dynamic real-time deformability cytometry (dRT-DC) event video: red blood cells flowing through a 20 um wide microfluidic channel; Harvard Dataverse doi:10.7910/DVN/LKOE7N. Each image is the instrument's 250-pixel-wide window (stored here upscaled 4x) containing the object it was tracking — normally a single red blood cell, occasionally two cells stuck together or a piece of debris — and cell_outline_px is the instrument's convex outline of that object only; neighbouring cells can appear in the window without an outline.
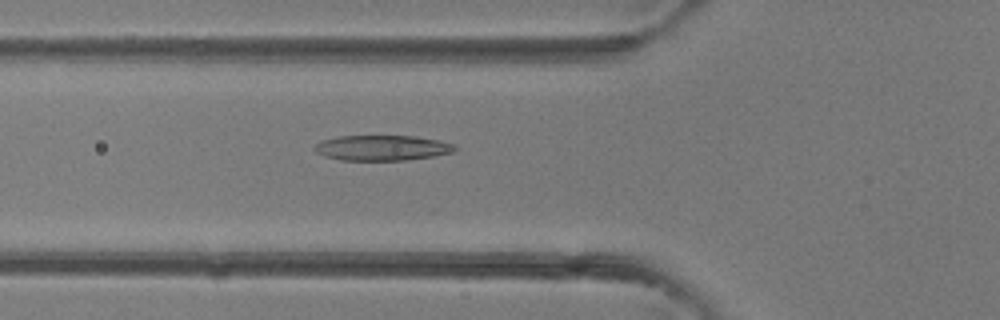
{"species": "common noctule bat (a hibernating species)", "species_latin": "Nyctalus noctula", "temperature_condition": "room temperature", "stored_images_in_passage": 34, "camera_frame_rate_fps": 3000, "um_per_image_px": 0.085, "animal": {"sex": "female"}, "frame": {"image": 1, "passage_image": 8, "time_ms": 2.333, "image_size_px": [1000, 320], "cell_outline_px": [[456, 148], [452, 152], [436, 156], [408, 160], [340, 160], [324, 156], [316, 152], [312, 148], [320, 140], [336, 136], [412, 136], [436, 140], [452, 144]], "centroid_in_image_um": [32.41, 12.57], "position_along_channel_um": 93.4, "area_um2": 20.69}}
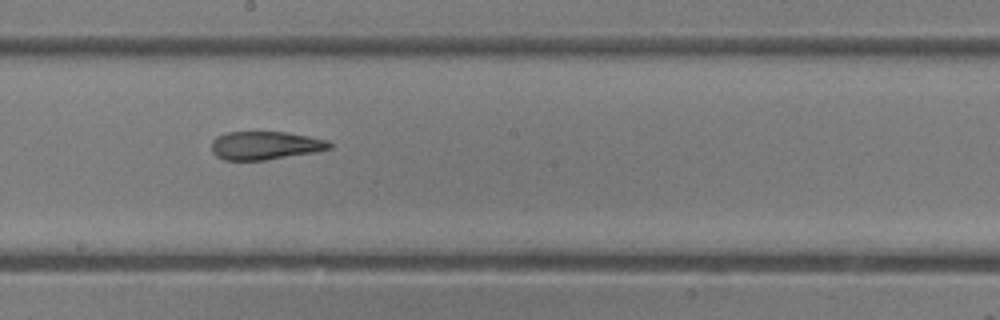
{"frame": {"image": 2, "passage_image": 16, "time_ms": 5.0, "image_size_px": [1000, 320], "cell_outline_px": [[332, 148], [316, 152], [264, 160], [224, 160], [216, 156], [212, 152], [212, 140], [216, 136], [228, 132], [288, 132], [328, 140], [332, 144]], "centroid_in_image_um": [22.55, 12.36], "position_along_channel_um": 225.7, "area_um2": 19.54}}
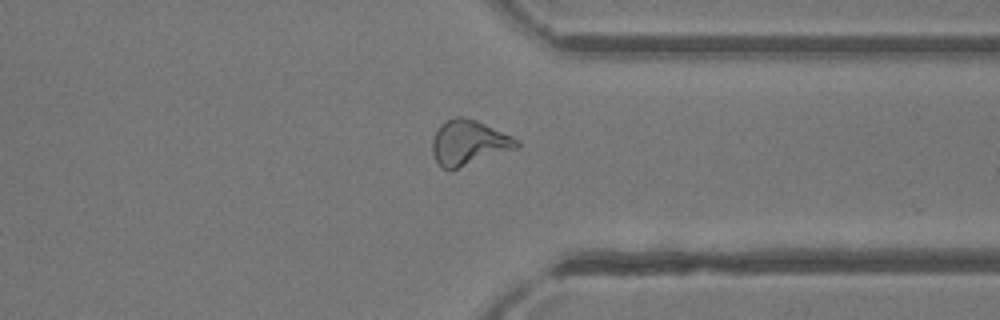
{"frame": {"image": 3, "passage_image": 25, "time_ms": 8.0, "image_size_px": [1000, 320], "cell_outline_px": [[520, 148], [456, 168], [440, 168], [432, 152], [432, 140], [440, 124], [456, 116], [460, 116], [476, 120], [512, 136], [520, 140]], "centroid_in_image_um": [39.87, 12.12], "position_along_channel_um": 371.5, "area_um2": 21.96}}